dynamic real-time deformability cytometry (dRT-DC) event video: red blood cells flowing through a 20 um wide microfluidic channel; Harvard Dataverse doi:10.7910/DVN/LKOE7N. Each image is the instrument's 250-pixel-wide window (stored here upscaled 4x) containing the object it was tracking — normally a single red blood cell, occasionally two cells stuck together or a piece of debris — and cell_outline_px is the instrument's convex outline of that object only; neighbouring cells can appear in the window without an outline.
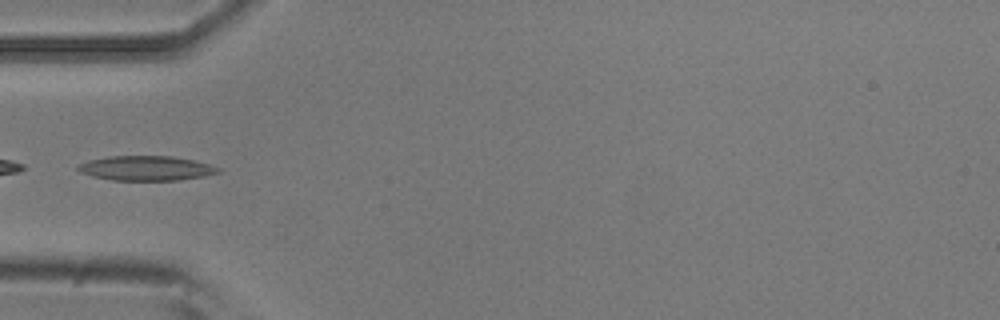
{"species": "common noctule bat (a hibernating species)", "species_latin": "Nyctalus noctula", "temperature_condition": "room temperature", "stored_images_in_passage": 4, "camera_frame_rate_fps": 3000, "um_per_image_px": 0.085, "animal": {"sex": "male", "body_mass_g": 20.5, "forearm_length_mm": 52.5}, "frame": {"image": 1, "passage_image": 4, "time_ms": 1.0, "image_size_px": [1000, 320], "cell_outline_px": [[220, 172], [204, 176], [180, 180], [112, 180], [92, 176], [80, 172], [76, 168], [76, 164], [88, 160], [108, 156], [172, 156], [192, 160], [208, 164], [220, 168]], "centroid_in_image_um": [12.37, 14.29], "position_along_channel_um": 72.6, "area_um2": 20.17}}